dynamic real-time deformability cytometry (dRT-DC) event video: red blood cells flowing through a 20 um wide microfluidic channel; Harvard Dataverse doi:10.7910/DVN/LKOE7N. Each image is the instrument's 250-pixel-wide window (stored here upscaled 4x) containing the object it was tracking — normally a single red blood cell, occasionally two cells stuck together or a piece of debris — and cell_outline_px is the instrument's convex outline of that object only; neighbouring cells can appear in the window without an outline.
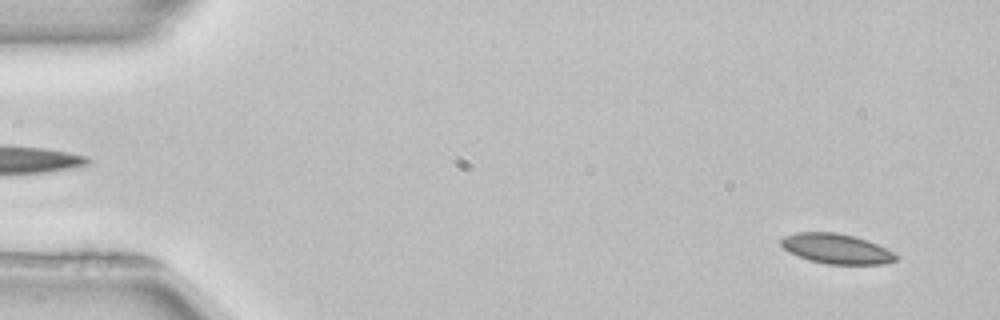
{"species": "common noctule bat (a hibernating species)", "species_latin": "Nyctalus noctula", "temperature_condition": "room temperature", "stored_images_in_passage": 53, "camera_frame_rate_fps": 3000, "um_per_image_px": 0.085, "animal": {"sex": "female", "body_mass_g": 22.7, "forearm_length_mm": 54.2}, "frame": {"image": 1, "passage_image": 3, "time_ms": 0.667, "image_size_px": [1000, 320], "cell_outline_px": [[896, 260], [884, 264], [828, 264], [808, 260], [784, 248], [780, 244], [780, 240], [784, 236], [796, 232], [836, 232], [868, 240], [896, 252]], "centroid_in_image_um": [71.12, 21.14], "position_along_channel_um": 13.9, "area_um2": 20.0}}
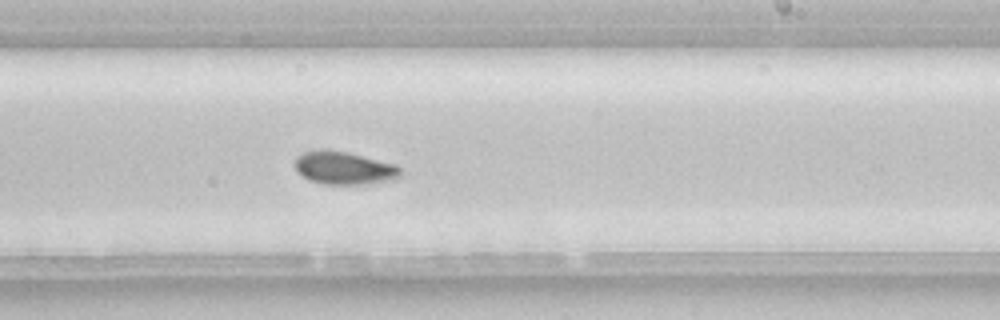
{"frame": {"image": 2, "passage_image": 31, "time_ms": 10.0, "image_size_px": [1000, 320], "cell_outline_px": [[400, 176], [392, 180], [360, 184], [324, 184], [308, 180], [296, 172], [296, 156], [304, 152], [320, 148], [324, 148], [348, 152], [396, 164], [400, 168]], "centroid_in_image_um": [29.21, 14.26], "position_along_channel_um": 259.8, "area_um2": 20.4}, "authors_computed_cell_mechanics": {"area_um2": 20.3456, "velocity_mm_per_s": 3.9201, "shape_relaxation_time_tau1_ms": null, "shape_relaxation_time_tau2_ms": 6.1116, "deformation_change_tau1": null, "deformation_change_tau2": 0.0943}}